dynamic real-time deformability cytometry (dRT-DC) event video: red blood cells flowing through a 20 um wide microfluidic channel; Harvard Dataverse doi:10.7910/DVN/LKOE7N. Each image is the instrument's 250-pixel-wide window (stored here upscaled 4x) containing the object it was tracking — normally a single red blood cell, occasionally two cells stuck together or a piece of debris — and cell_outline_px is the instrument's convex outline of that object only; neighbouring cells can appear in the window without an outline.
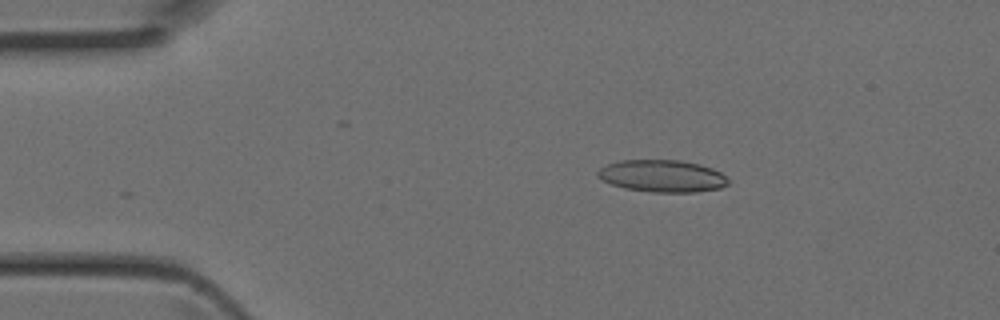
{"species": "Egyptian fruit bat (a non-hibernating species)", "species_latin": "Rousettus aegyptiacus", "temperature_condition": "room temperature", "stored_images_in_passage": 11, "camera_frame_rate_fps": 3000, "um_per_image_px": 0.085, "animal": {"sex": "female"}, "frame": {"image": 1, "passage_image": 7, "time_ms": 2.0, "image_size_px": [1000, 320], "cell_outline_px": [[728, 184], [720, 188], [696, 192], [652, 192], [624, 188], [612, 184], [596, 176], [596, 172], [600, 168], [608, 164], [620, 160], [680, 160], [700, 164], [712, 168], [720, 172], [728, 180]], "centroid_in_image_um": [56.28, 14.96], "position_along_channel_um": 28.7, "area_um2": 24.39}}